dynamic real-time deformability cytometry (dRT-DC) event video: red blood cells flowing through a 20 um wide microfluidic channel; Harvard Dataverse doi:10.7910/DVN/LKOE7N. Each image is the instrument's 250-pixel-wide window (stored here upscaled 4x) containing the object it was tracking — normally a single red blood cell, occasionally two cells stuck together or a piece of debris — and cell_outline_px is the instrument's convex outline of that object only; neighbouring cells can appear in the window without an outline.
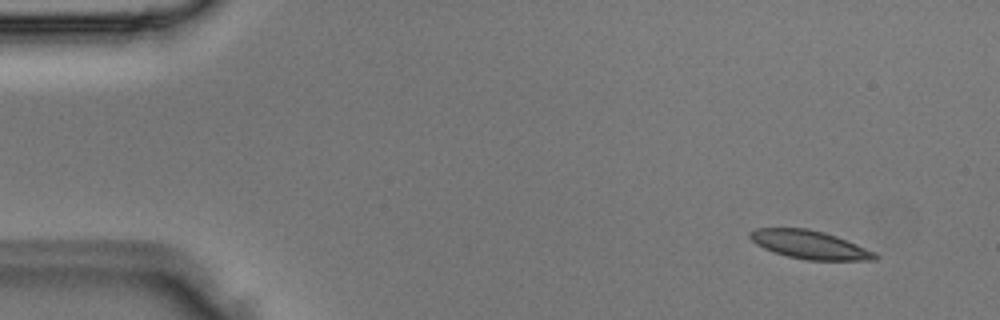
{"species": "Egyptian fruit bat (a non-hibernating species)", "species_latin": "Rousettus aegyptiacus", "temperature_condition": "room temperature", "stored_images_in_passage": 4, "camera_frame_rate_fps": 3000, "um_per_image_px": 0.085, "animal": {"sex": "male"}, "frame": {"image": 1, "passage_image": 1, "time_ms": 0.0, "image_size_px": [1000, 320], "cell_outline_px": [[880, 256], [876, 260], [808, 260], [788, 256], [772, 252], [756, 244], [748, 236], [748, 232], [756, 228], [808, 228], [824, 232], [836, 236], [876, 252]], "centroid_in_image_um": [68.81, 20.8], "position_along_channel_um": 16.2, "area_um2": 20.69}}